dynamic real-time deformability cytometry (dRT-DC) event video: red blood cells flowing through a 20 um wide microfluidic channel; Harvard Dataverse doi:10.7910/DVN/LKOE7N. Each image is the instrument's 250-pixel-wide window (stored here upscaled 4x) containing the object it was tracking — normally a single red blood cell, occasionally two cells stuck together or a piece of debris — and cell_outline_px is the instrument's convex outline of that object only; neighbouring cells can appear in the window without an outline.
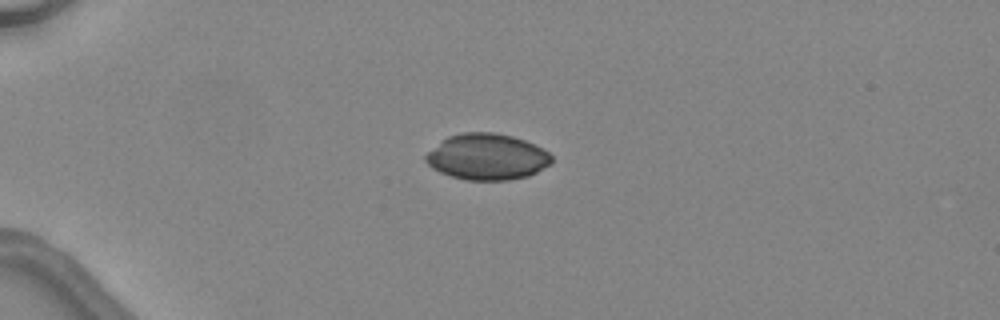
{"species": "common noctule bat (a hibernating species)", "species_latin": "Nyctalus noctula", "temperature_condition": "warm", "stored_images_in_passage": 2, "camera_frame_rate_fps": 3000, "um_per_image_px": 0.085, "animal": {"sex": "female", "body_mass_g": 24.6, "forearm_length_mm": 56.2}, "frame": {"image": 1, "passage_image": 2, "time_ms": 1.667, "image_size_px": [1000, 320], "cell_outline_px": [[552, 164], [528, 176], [508, 180], [468, 180], [452, 176], [440, 172], [432, 168], [424, 160], [424, 156], [428, 152], [448, 136], [464, 132], [496, 132], [512, 136], [524, 140], [548, 152], [552, 156]], "centroid_in_image_um": [41.4, 13.33], "position_along_channel_um": 43.6, "area_um2": 33.7}}